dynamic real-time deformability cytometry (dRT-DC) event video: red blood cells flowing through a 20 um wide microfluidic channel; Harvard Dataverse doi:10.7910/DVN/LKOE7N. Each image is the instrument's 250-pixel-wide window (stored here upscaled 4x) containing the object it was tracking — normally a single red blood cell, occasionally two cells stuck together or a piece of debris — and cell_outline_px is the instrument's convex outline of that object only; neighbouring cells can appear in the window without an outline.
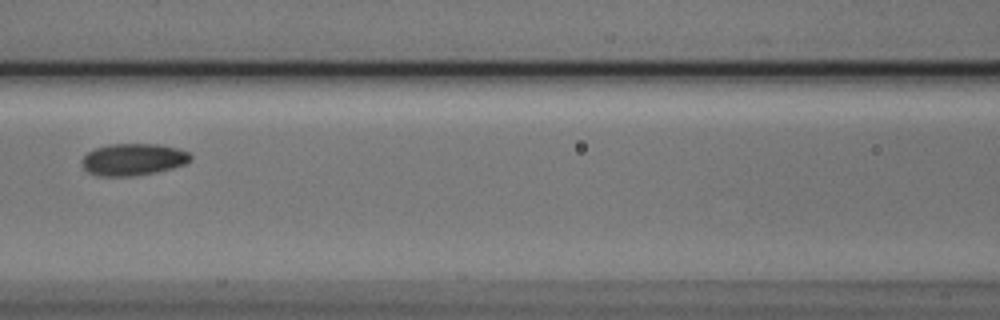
{"species": "Egyptian fruit bat (a non-hibernating species)", "species_latin": "Rousettus aegyptiacus", "temperature_condition": "cold", "stored_images_in_passage": 6, "camera_frame_rate_fps": 3000, "um_per_image_px": 0.085, "animal": {"sex": "male"}, "frame": {"image": 1, "passage_image": 3, "time_ms": 0.667, "image_size_px": [1000, 320], "cell_outline_px": [[192, 160], [184, 164], [172, 168], [156, 172], [136, 176], [96, 176], [88, 172], [84, 168], [80, 160], [88, 152], [96, 148], [108, 144], [160, 144], [176, 148], [188, 152], [192, 156]], "centroid_in_image_um": [11.31, 13.56], "position_along_channel_um": 155.3, "area_um2": 20.35}}
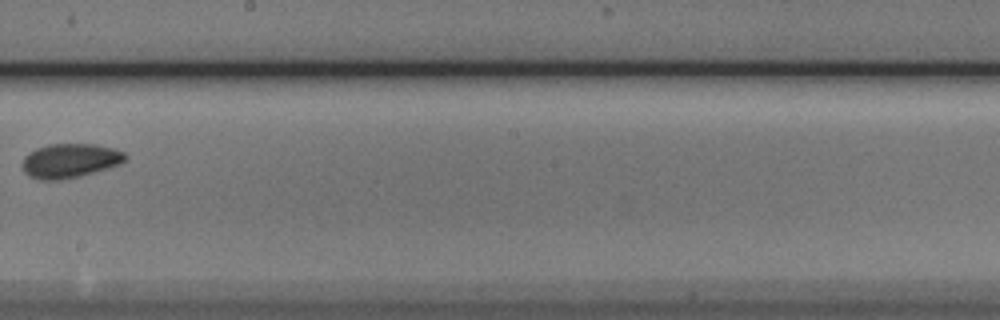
{"frame": {"image": 2, "passage_image": 5, "time_ms": 1.333, "image_size_px": [1000, 320], "cell_outline_px": [[128, 160], [120, 164], [108, 168], [80, 176], [60, 180], [40, 180], [28, 176], [24, 172], [20, 164], [24, 156], [36, 148], [48, 144], [96, 144], [112, 148], [124, 152], [128, 156]], "centroid_in_image_um": [5.93, 13.66], "position_along_channel_um": 242.3, "area_um2": 20.87}}
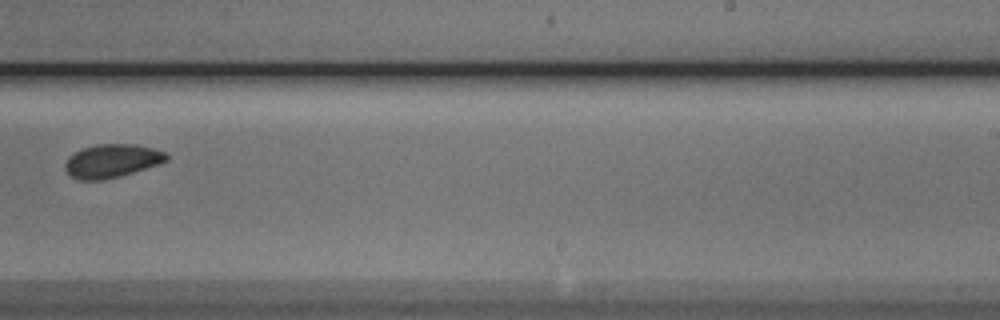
{"frame": {"image": 3, "passage_image": 6, "time_ms": 1.667, "image_size_px": [1000, 320], "cell_outline_px": [[168, 160], [120, 176], [100, 180], [76, 180], [64, 168], [64, 164], [68, 156], [72, 152], [80, 148], [96, 144], [136, 144], [152, 148], [164, 152], [168, 156]], "centroid_in_image_um": [9.43, 13.66], "position_along_channel_um": 279.6, "area_um2": 19.71}}